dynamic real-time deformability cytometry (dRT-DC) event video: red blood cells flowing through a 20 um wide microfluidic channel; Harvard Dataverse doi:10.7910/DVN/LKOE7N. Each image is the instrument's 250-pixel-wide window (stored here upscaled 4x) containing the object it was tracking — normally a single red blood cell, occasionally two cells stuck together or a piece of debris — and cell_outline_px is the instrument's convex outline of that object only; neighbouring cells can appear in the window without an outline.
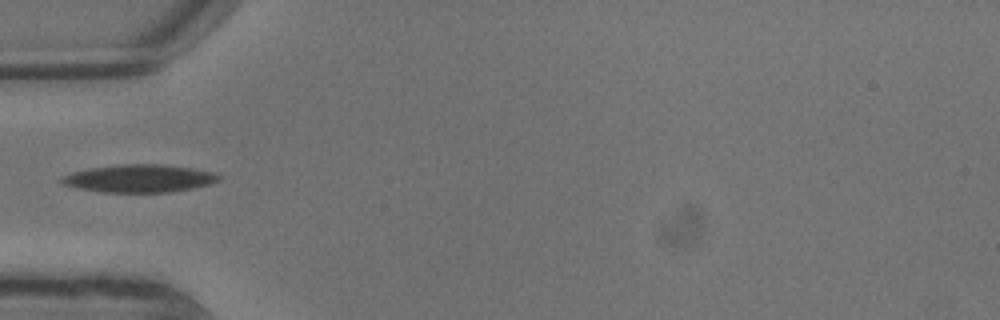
{"species": "common noctule bat (a hibernating species)", "species_latin": "Nyctalus noctula", "temperature_condition": "warm", "stored_images_in_passage": 4, "camera_frame_rate_fps": 3000, "um_per_image_px": 0.085, "animal": {"sex": "male", "body_mass_g": 13.3}, "frame": {"image": 1, "passage_image": 1, "time_ms": 0.0, "image_size_px": [1000, 320], "cell_outline_px": [[220, 180], [212, 184], [192, 188], [168, 192], [104, 192], [76, 188], [64, 184], [60, 180], [64, 176], [72, 172], [88, 168], [116, 164], [164, 164], [192, 168], [216, 172], [220, 176]], "centroid_in_image_um": [11.87, 15.15], "position_along_channel_um": 73.1, "area_um2": 25.55}}
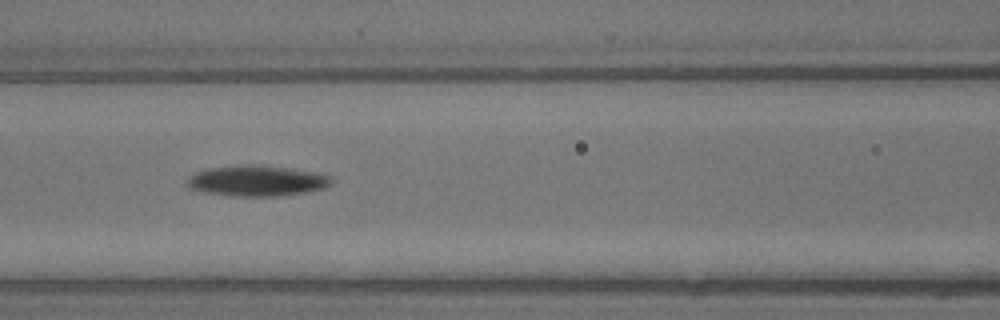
{"frame": {"image": 2, "passage_image": 3, "time_ms": 0.667, "image_size_px": [1000, 320], "cell_outline_px": [[336, 180], [332, 184], [324, 188], [304, 192], [276, 196], [232, 196], [208, 192], [192, 188], [188, 184], [188, 176], [196, 172], [212, 168], [236, 164], [260, 164], [324, 172], [332, 176]], "centroid_in_image_um": [21.97, 15.33], "position_along_channel_um": 144.6, "area_um2": 26.18}}
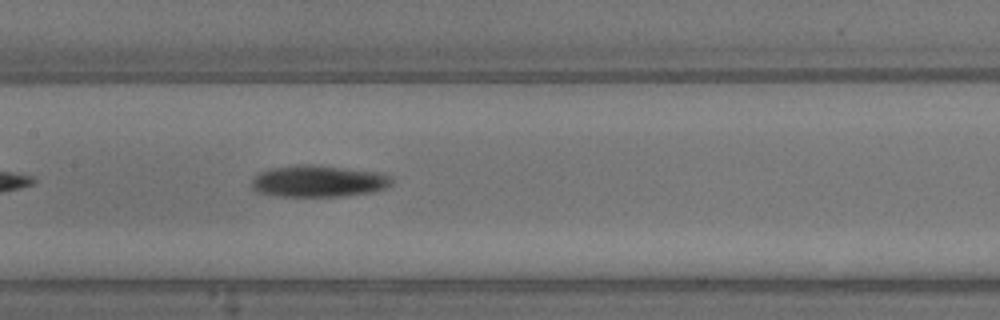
{"frame": {"image": 3, "passage_image": 4, "time_ms": 1.0, "image_size_px": [1000, 320], "cell_outline_px": [[392, 184], [384, 188], [372, 192], [344, 196], [280, 196], [256, 192], [252, 188], [252, 180], [260, 172], [268, 168], [296, 164], [312, 164], [384, 172], [392, 176]], "centroid_in_image_um": [27.09, 15.38], "position_along_channel_um": 180.3, "area_um2": 26.24}}